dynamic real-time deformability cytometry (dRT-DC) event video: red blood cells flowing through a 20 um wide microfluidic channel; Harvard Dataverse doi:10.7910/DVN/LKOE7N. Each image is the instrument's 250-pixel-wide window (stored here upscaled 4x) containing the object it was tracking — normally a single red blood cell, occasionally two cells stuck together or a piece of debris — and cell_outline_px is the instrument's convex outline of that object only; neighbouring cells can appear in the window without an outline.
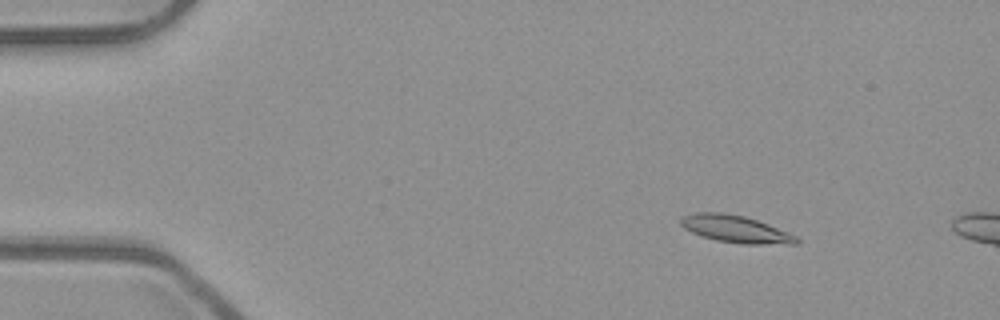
{"species": "common noctule bat (a hibernating species)", "species_latin": "Nyctalus noctula", "temperature_condition": "room temperature", "stored_images_in_passage": 11, "camera_frame_rate_fps": 3000, "um_per_image_px": 0.085, "animal": {"sex": "male", "body_mass_g": 23.1, "forearm_length_mm": 52.7}, "frame": {"image": 1, "passage_image": 7, "time_ms": 2.0, "image_size_px": [1000, 320], "cell_outline_px": [[800, 240], [796, 244], [744, 244], [716, 240], [692, 232], [684, 228], [680, 224], [680, 216], [696, 212], [720, 212], [744, 216], [768, 224], [788, 232], [796, 236]], "centroid_in_image_um": [62.51, 19.46], "position_along_channel_um": 22.5, "area_um2": 18.26}}